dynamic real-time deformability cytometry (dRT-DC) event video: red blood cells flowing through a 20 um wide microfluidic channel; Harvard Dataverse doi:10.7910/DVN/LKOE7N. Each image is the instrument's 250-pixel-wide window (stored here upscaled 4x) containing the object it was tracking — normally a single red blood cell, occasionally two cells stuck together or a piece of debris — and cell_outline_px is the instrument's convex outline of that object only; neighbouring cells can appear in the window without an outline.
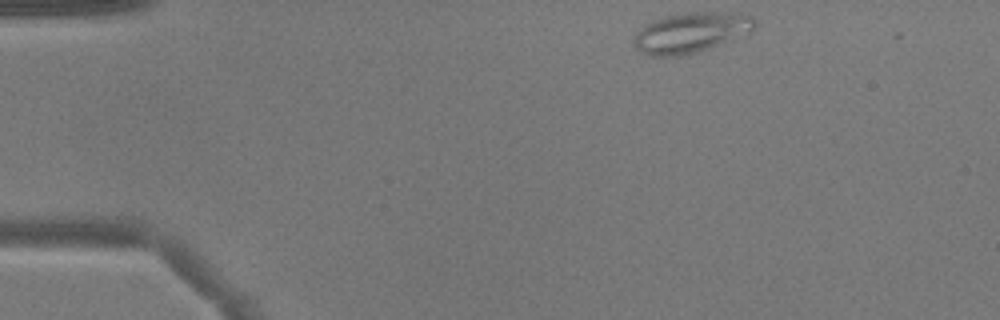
{"species": "common noctule bat (a hibernating species)", "species_latin": "Nyctalus noctula", "temperature_condition": "warm", "stored_images_in_passage": 43, "camera_frame_rate_fps": 3000, "um_per_image_px": 0.085, "animal": {"sex": "male", "body_mass_g": 17.9}, "frame": {"image": 1, "passage_image": 1, "time_ms": 0.0, "image_size_px": [1000, 320], "cell_outline_px": [[756, 28], [708, 48], [696, 52], [680, 56], [652, 56], [640, 52], [632, 44], [632, 40], [636, 32], [644, 24], [652, 20], [664, 16], [688, 12], [740, 12], [752, 16], [756, 20]], "centroid_in_image_um": [58.67, 2.74], "position_along_channel_um": 26.3, "area_um2": 28.38}}
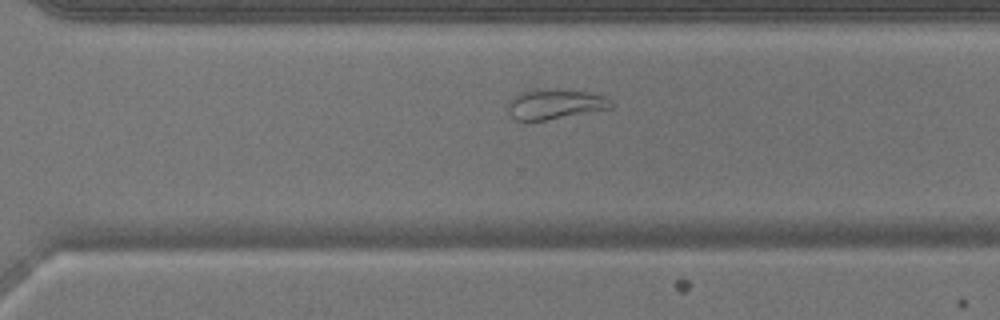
{"frame": {"image": 2, "passage_image": 29, "time_ms": 9.333, "image_size_px": [1000, 320], "cell_outline_px": [[612, 108], [544, 120], [516, 120], [512, 116], [508, 108], [508, 100], [516, 92], [536, 88], [556, 88], [592, 92], [604, 96], [612, 100]], "centroid_in_image_um": [47.15, 8.8], "position_along_channel_um": 323.4, "area_um2": 18.44}}
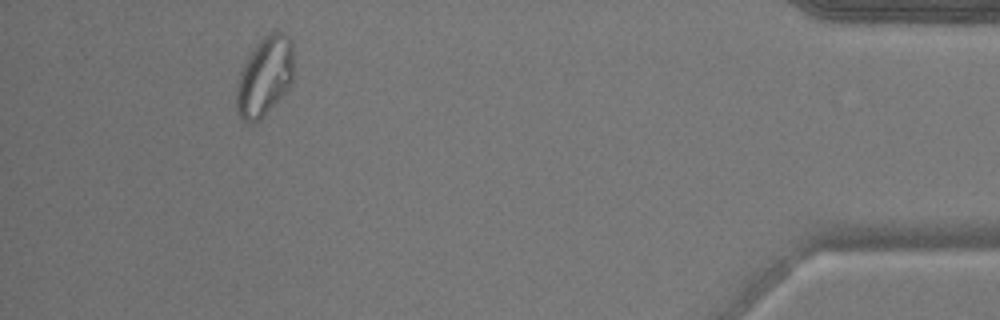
{"frame": {"image": 3, "passage_image": 40, "time_ms": 13.0, "image_size_px": [1000, 320], "cell_outline_px": [[292, 84], [260, 120], [252, 124], [248, 124], [240, 120], [236, 108], [236, 88], [240, 72], [248, 56], [260, 40], [268, 32], [280, 32], [292, 44]], "centroid_in_image_um": [22.45, 6.57], "position_along_channel_um": 412.7, "area_um2": 26.24}}